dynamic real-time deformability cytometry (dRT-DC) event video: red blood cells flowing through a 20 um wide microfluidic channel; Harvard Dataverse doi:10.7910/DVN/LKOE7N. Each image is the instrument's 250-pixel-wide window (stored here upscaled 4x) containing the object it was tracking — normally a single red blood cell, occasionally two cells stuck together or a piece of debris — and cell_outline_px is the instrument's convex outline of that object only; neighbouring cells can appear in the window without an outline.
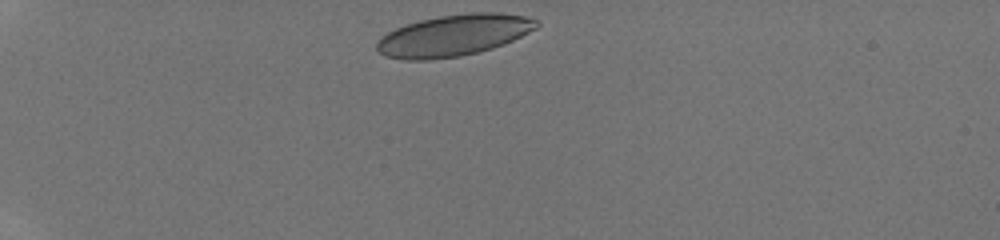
{"species": "human", "species_latin": "Homo sapiens", "temperature_condition": "room temperature", "stored_images_in_passage": 34, "camera_frame_rate_fps": 3000, "um_per_image_px": 0.085, "donor": {"sex": "male"}, "frame": {"image": 1, "passage_image": 1, "time_ms": 0.0, "image_size_px": [1000, 240], "cell_outline_px": [[540, 24], [536, 28], [504, 44], [492, 48], [460, 56], [428, 60], [404, 60], [384, 56], [376, 48], [376, 44], [380, 36], [396, 28], [420, 20], [440, 16], [468, 12], [500, 12], [524, 16], [536, 20]], "centroid_in_image_um": [38.54, 3.0], "position_along_channel_um": 46.5, "area_um2": 38.44}}
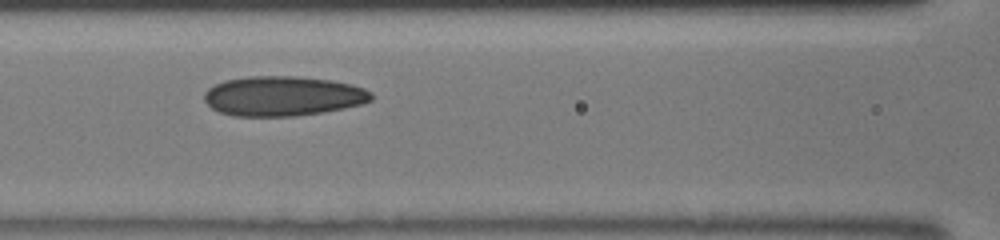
{"frame": {"image": 2, "passage_image": 11, "time_ms": 3.333, "image_size_px": [1000, 240], "cell_outline_px": [[372, 100], [364, 104], [324, 112], [296, 116], [232, 116], [220, 112], [212, 108], [204, 100], [204, 92], [208, 88], [224, 80], [248, 76], [300, 76], [332, 80], [352, 84], [364, 88], [372, 92]], "centroid_in_image_um": [24.07, 8.16], "position_along_channel_um": 142.5, "area_um2": 39.13}}
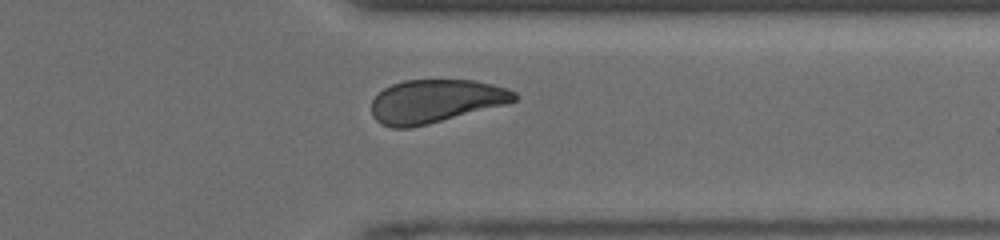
{"frame": {"image": 3, "passage_image": 26, "time_ms": 8.333, "image_size_px": [1000, 240], "cell_outline_px": [[520, 96], [516, 100], [508, 104], [412, 128], [392, 128], [380, 124], [372, 116], [372, 100], [384, 88], [392, 84], [404, 80], [472, 80], [492, 84], [508, 88], [516, 92]], "centroid_in_image_um": [37.04, 8.61], "position_along_channel_um": 374.4, "area_um2": 36.3}}